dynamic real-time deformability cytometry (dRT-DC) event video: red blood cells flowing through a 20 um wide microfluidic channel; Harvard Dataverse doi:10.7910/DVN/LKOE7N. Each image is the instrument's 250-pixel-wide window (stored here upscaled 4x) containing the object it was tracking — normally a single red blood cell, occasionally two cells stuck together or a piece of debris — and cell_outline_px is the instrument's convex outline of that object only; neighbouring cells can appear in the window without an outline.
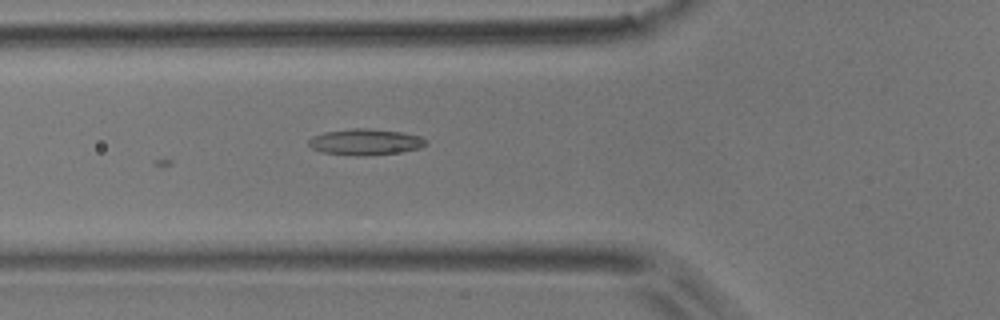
{"species": "common noctule bat (a hibernating species)", "species_latin": "Nyctalus noctula", "temperature_condition": "room temperature", "stored_images_in_passage": 14, "camera_frame_rate_fps": 3000, "um_per_image_px": 0.085, "animal": {"sex": "male", "body_mass_g": 17.9}, "frame": {"image": 1, "passage_image": 3, "time_ms": 0.667, "image_size_px": [1000, 320], "cell_outline_px": [[428, 144], [420, 148], [400, 152], [364, 156], [352, 156], [320, 152], [312, 148], [308, 144], [308, 140], [312, 136], [324, 132], [352, 128], [368, 128], [400, 132], [420, 136]], "centroid_in_image_um": [31.01, 12.07], "position_along_channel_um": 94.8, "area_um2": 17.98}}